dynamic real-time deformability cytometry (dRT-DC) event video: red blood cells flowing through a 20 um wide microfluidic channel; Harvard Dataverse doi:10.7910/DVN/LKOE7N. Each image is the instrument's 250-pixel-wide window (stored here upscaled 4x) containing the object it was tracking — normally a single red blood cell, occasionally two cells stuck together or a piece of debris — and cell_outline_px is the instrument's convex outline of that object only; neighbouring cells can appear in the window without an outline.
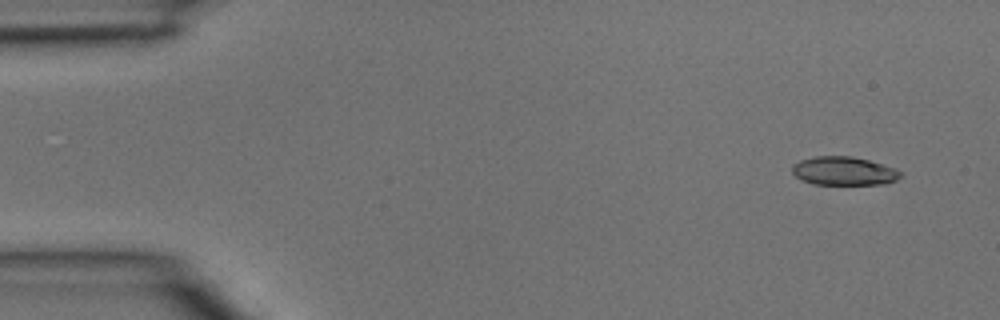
{"species": "common noctule bat (a hibernating species)", "species_latin": "Nyctalus noctula", "temperature_condition": "room temperature", "stored_images_in_passage": 3, "camera_frame_rate_fps": 3000, "um_per_image_px": 0.085, "animal": {"sex": "male", "body_mass_g": 15.6}, "frame": {"image": 1, "passage_image": 1, "time_ms": 0.0, "image_size_px": [1000, 320], "cell_outline_px": [[904, 176], [888, 184], [812, 184], [800, 180], [792, 172], [792, 164], [800, 160], [816, 156], [852, 156], [868, 160], [892, 168], [900, 172]], "centroid_in_image_um": [71.7, 14.54], "position_along_channel_um": 13.3, "area_um2": 18.03}}
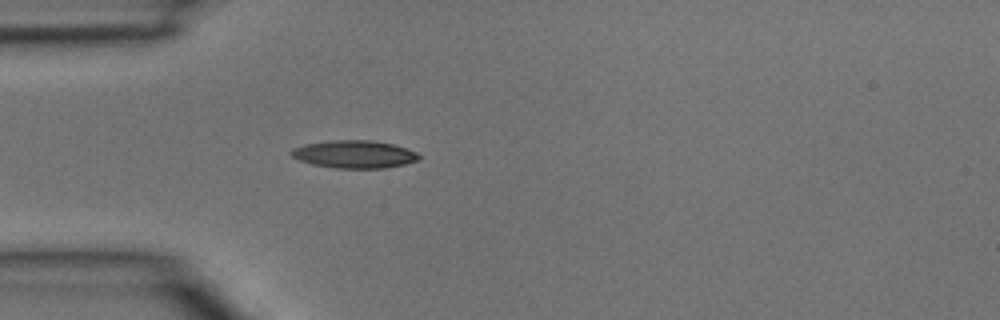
{"frame": {"image": 2, "passage_image": 3, "time_ms": 0.667, "image_size_px": [1000, 320], "cell_outline_px": [[420, 160], [404, 164], [384, 168], [336, 168], [312, 164], [300, 160], [292, 156], [288, 152], [292, 148], [304, 144], [332, 140], [372, 140], [392, 144], [416, 152], [420, 156]], "centroid_in_image_um": [30.09, 13.11], "position_along_channel_um": 54.9, "area_um2": 20.58}}